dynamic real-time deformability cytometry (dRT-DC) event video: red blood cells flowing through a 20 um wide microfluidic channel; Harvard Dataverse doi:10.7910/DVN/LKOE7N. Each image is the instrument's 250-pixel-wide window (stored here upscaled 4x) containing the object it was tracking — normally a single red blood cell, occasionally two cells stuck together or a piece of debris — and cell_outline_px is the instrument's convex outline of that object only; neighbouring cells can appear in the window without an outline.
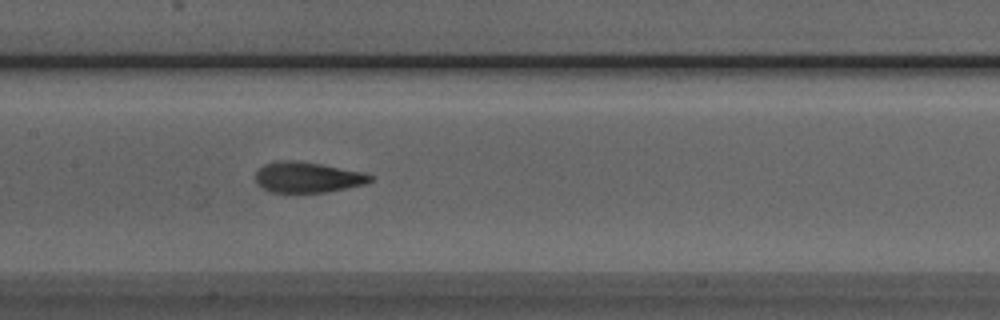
{"species": "Egyptian fruit bat (a non-hibernating species)", "species_latin": "Rousettus aegyptiacus", "temperature_condition": "room temperature", "stored_images_in_passage": 37, "camera_frame_rate_fps": 3000, "um_per_image_px": 0.085, "animal": {"sex": "male"}, "frame": {"image": 1, "passage_image": 11, "time_ms": 3.333, "image_size_px": [1000, 320], "cell_outline_px": [[376, 176], [372, 180], [364, 184], [328, 192], [268, 192], [256, 184], [256, 172], [264, 164], [276, 160], [296, 160], [320, 164], [364, 172]], "centroid_in_image_um": [26.13, 15.06], "position_along_channel_um": 181.3, "area_um2": 20.63}}
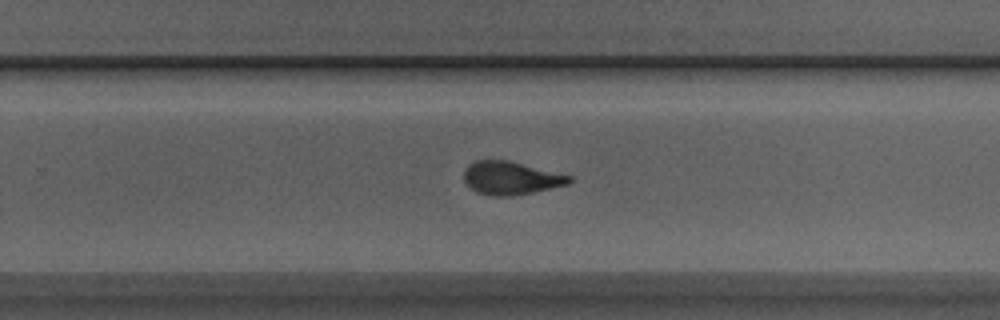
{"frame": {"image": 2, "passage_image": 19, "time_ms": 6.0, "image_size_px": [1000, 320], "cell_outline_px": [[572, 180], [568, 184], [532, 192], [512, 196], [492, 196], [476, 192], [464, 180], [464, 168], [468, 164], [476, 160], [508, 160], [572, 176]], "centroid_in_image_um": [43.39, 15.13], "position_along_channel_um": 286.4, "area_um2": 20.23}}
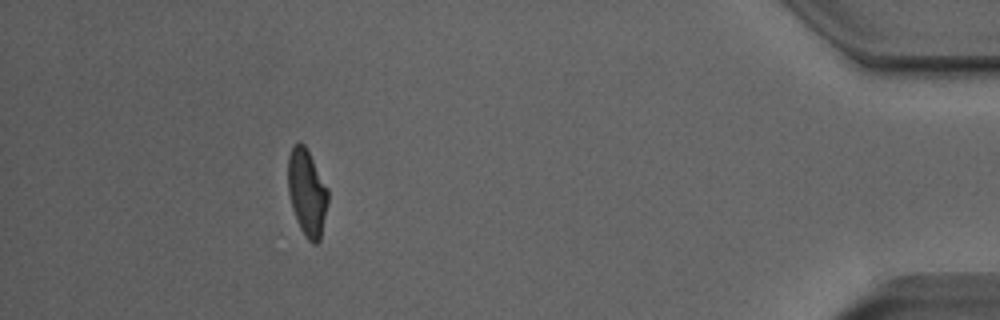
{"frame": {"image": 3, "passage_image": 33, "time_ms": 10.667, "image_size_px": [1000, 320], "cell_outline_px": [[328, 204], [320, 240], [316, 244], [312, 244], [304, 236], [296, 220], [292, 208], [288, 192], [288, 156], [292, 148], [300, 140], [304, 144], [328, 188]], "centroid_in_image_um": [26.09, 16.4], "position_along_channel_um": 409.1, "area_um2": 20.29}, "authors_computed_cell_mechanics": {"area_um2": 20.5768, "velocity_mm_per_s": 3.9593, "shape_relaxation_time_tau1_ms": 3.3935, "shape_relaxation_time_tau2_ms": 1.4729, "deformation_change_tau1": 0.1796, "deformation_change_tau2": 0.0983}}